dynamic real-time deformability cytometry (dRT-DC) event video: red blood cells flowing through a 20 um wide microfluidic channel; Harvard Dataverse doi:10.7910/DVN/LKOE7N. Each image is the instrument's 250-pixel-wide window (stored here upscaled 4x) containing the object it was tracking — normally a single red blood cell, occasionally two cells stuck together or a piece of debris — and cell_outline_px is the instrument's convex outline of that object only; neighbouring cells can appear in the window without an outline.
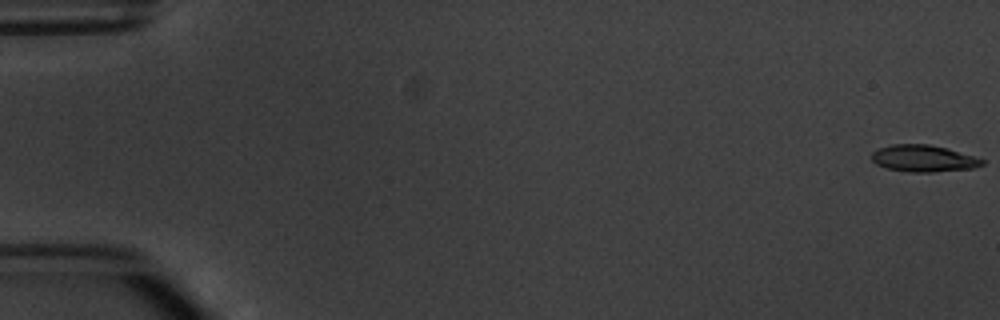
{"species": "common noctule bat (a hibernating species)", "species_latin": "Nyctalus noctula", "temperature_condition": "warm", "stored_images_in_passage": 7, "camera_frame_rate_fps": 3000, "um_per_image_px": 0.085, "animal": {"sex": "male", "body_mass_g": 20.1, "forearm_length_mm": 53.5}, "frame": {"image": 1, "passage_image": 1, "time_ms": 0.0, "image_size_px": [1000, 320], "cell_outline_px": [[984, 164], [972, 168], [932, 172], [908, 172], [888, 168], [876, 164], [872, 160], [872, 152], [880, 148], [892, 144], [928, 144], [948, 148], [984, 160]], "centroid_in_image_um": [78.48, 13.46], "position_along_channel_um": 6.5, "area_um2": 17.05}}
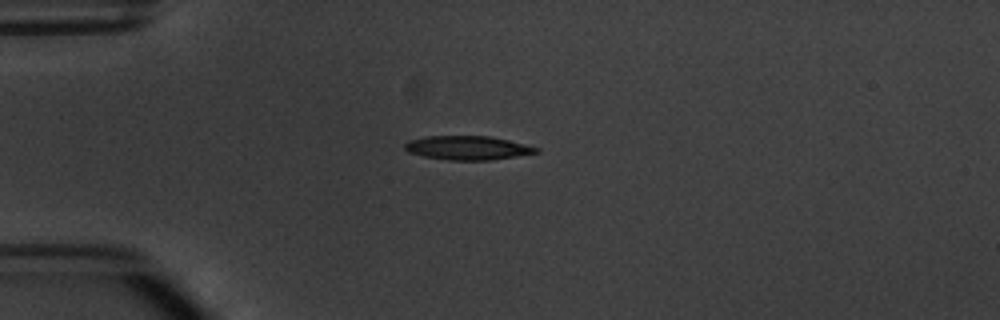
{"frame": {"image": 2, "passage_image": 5, "time_ms": 4.667, "image_size_px": [1000, 320], "cell_outline_px": [[540, 152], [492, 160], [448, 160], [424, 156], [408, 152], [404, 148], [404, 144], [408, 140], [428, 136], [488, 136], [508, 140], [540, 148]], "centroid_in_image_um": [39.74, 12.57], "position_along_channel_um": 45.3, "area_um2": 18.26}}